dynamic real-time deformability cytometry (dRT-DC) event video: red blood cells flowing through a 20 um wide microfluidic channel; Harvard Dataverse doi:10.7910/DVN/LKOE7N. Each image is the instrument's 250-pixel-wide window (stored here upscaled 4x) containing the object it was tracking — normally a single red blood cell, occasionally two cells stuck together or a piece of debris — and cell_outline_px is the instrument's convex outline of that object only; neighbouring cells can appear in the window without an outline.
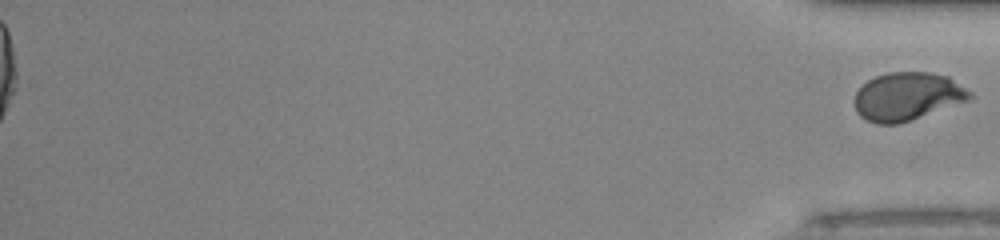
{"species": "human", "species_latin": "Homo sapiens", "temperature_condition": "room temperature", "stored_images_in_passage": 50, "segment_of_instrument_passage": [2, 2], "camera_frame_rate_fps": 3000, "um_per_image_px": 0.085, "donor": {"sex": "male"}, "frame": {"image": 1, "passage_image": 50, "time_ms": 16.333, "image_size_px": [1000, 240], "cell_outline_px": [[972, 96], [968, 100], [912, 120], [900, 124], [876, 124], [864, 120], [856, 112], [852, 104], [856, 92], [868, 80], [876, 76], [888, 72], [928, 72], [948, 76], [972, 92]], "centroid_in_image_um": [77.08, 8.21], "position_along_channel_um": 358.1, "area_um2": 32.54}}